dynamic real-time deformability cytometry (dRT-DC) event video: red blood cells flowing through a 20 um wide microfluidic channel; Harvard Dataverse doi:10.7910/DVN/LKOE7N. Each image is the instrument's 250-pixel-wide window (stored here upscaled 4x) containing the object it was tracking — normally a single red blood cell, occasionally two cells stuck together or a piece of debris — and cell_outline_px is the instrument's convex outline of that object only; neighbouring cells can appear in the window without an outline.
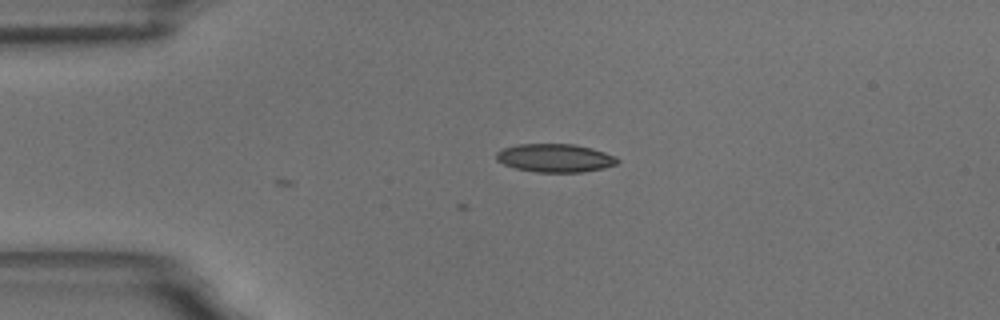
{"species": "common noctule bat (a hibernating species)", "species_latin": "Nyctalus noctula", "temperature_condition": "room temperature", "stored_images_in_passage": 4, "camera_frame_rate_fps": 3000, "um_per_image_px": 0.085, "animal": {"sex": "male", "body_mass_g": 18.8}, "frame": {"image": 1, "passage_image": 4, "time_ms": 1.0, "image_size_px": [1000, 320], "cell_outline_px": [[620, 160], [616, 164], [604, 168], [584, 172], [536, 172], [516, 168], [504, 164], [496, 160], [496, 152], [504, 148], [516, 144], [576, 144], [592, 148], [616, 156]], "centroid_in_image_um": [47.19, 13.42], "position_along_channel_um": 37.8, "area_um2": 20.06}}